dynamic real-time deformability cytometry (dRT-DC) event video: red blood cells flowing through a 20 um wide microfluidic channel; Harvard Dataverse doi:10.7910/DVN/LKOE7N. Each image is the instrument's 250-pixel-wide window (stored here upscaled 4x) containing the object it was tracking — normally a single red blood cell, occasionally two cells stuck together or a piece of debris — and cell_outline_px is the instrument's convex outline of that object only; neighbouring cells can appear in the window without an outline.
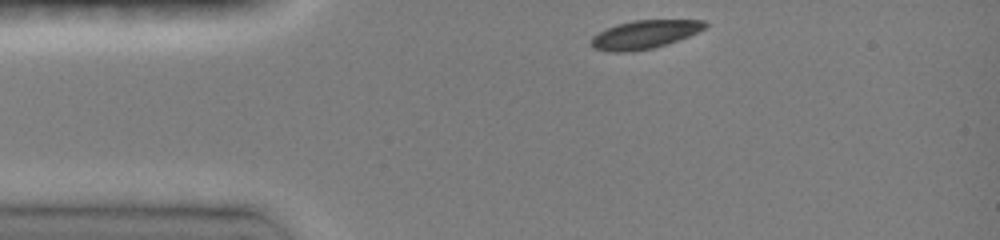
{"species": "common noctule bat (a hibernating species)", "species_latin": "Nyctalus noctula", "temperature_condition": "room temperature", "stored_images_in_passage": 24, "camera_frame_rate_fps": 3000, "um_per_image_px": 0.085, "animal": {"sex": "female", "body_mass_g": 19.0, "forearm_length_mm": 51.5}, "frame": {"image": 1, "passage_image": 1, "time_ms": 0.0, "image_size_px": [1000, 240], "cell_outline_px": [[708, 24], [704, 28], [688, 36], [668, 44], [652, 48], [624, 52], [608, 52], [592, 48], [588, 44], [592, 36], [616, 24], [636, 20], [704, 20]], "centroid_in_image_um": [54.73, 2.94], "position_along_channel_um": 30.3, "area_um2": 18.79}}
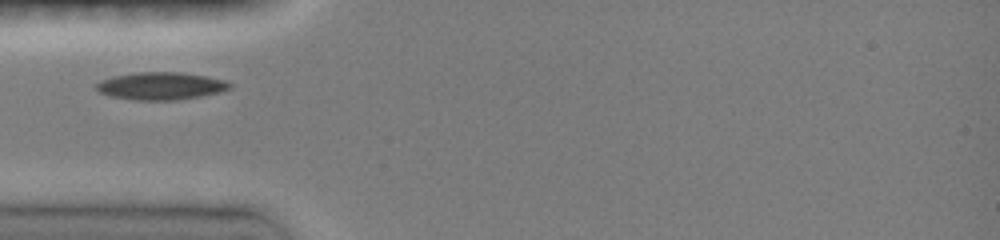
{"frame": {"image": 2, "passage_image": 7, "time_ms": 2.0, "image_size_px": [1000, 240], "cell_outline_px": [[232, 88], [220, 92], [200, 96], [176, 100], [136, 100], [108, 96], [100, 92], [96, 88], [96, 84], [112, 76], [136, 72], [180, 72], [204, 76], [224, 80], [232, 84]], "centroid_in_image_um": [13.68, 7.31], "position_along_channel_um": 71.3, "area_um2": 21.33}}
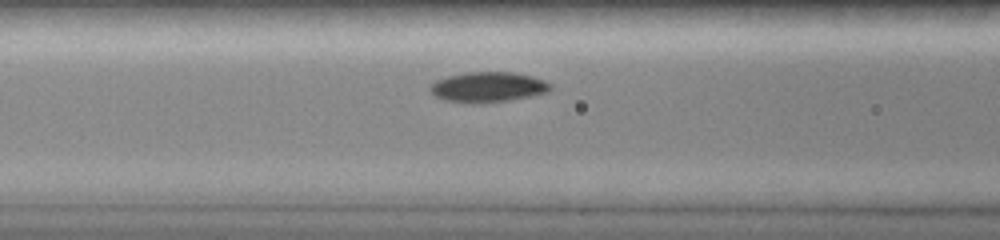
{"frame": {"image": 3, "passage_image": 11, "time_ms": 3.333, "image_size_px": [1000, 240], "cell_outline_px": [[552, 88], [548, 92], [532, 96], [508, 100], [480, 104], [472, 104], [444, 100], [436, 96], [428, 88], [436, 80], [448, 76], [468, 72], [512, 72], [532, 76], [544, 80], [552, 84]], "centroid_in_image_um": [41.49, 7.41], "position_along_channel_um": 125.1, "area_um2": 21.33}}